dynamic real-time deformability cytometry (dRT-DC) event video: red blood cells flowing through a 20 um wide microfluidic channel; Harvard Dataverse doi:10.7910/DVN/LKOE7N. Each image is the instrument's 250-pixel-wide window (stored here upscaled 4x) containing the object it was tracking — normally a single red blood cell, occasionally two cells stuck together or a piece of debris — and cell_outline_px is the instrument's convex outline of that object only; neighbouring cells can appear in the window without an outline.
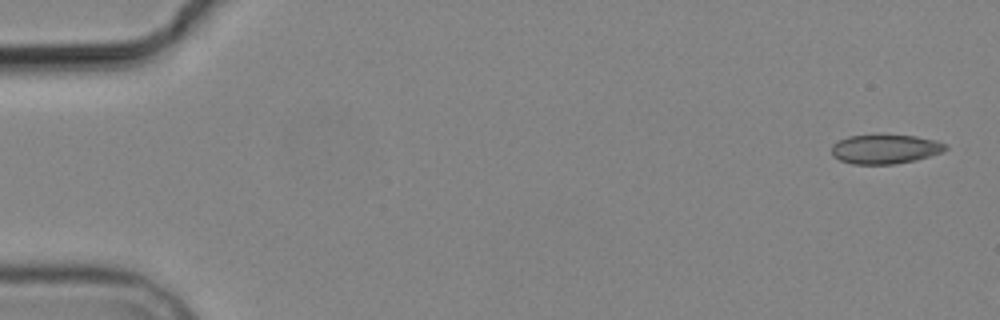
{"species": "common noctule bat (a hibernating species)", "species_latin": "Nyctalus noctula", "temperature_condition": "cold", "stored_images_in_passage": 6, "camera_frame_rate_fps": 3000, "um_per_image_px": 0.085, "animal": {"sex": "male", "body_mass_g": 19.2, "forearm_length_mm": 51.8}, "frame": {"image": 1, "passage_image": 1, "time_ms": 0.0, "image_size_px": [1000, 320], "cell_outline_px": [[948, 148], [944, 152], [916, 160], [892, 164], [852, 164], [840, 160], [832, 156], [832, 144], [836, 140], [848, 136], [884, 132], [916, 136], [936, 140], [948, 144]], "centroid_in_image_um": [75.24, 12.62], "position_along_channel_um": 9.8, "area_um2": 20.4}}
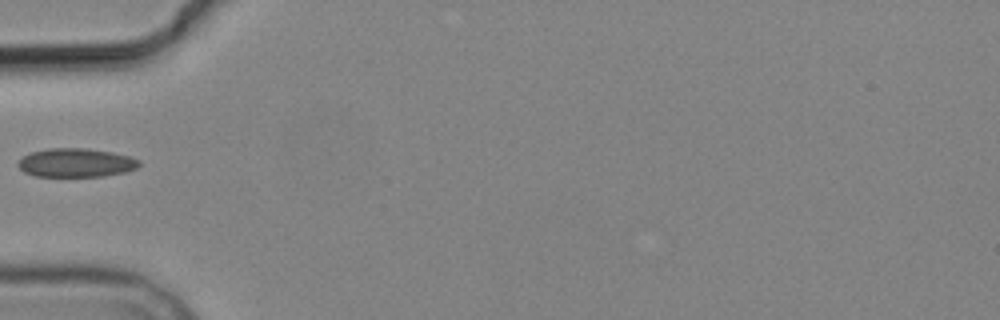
{"frame": {"image": 2, "passage_image": 5, "time_ms": 5.667, "image_size_px": [1000, 320], "cell_outline_px": [[140, 164], [136, 168], [124, 172], [104, 176], [36, 176], [24, 172], [16, 164], [24, 156], [32, 152], [48, 148], [84, 148], [112, 152], [132, 156], [140, 160]], "centroid_in_image_um": [6.48, 13.83], "position_along_channel_um": 78.5, "area_um2": 20.23}}
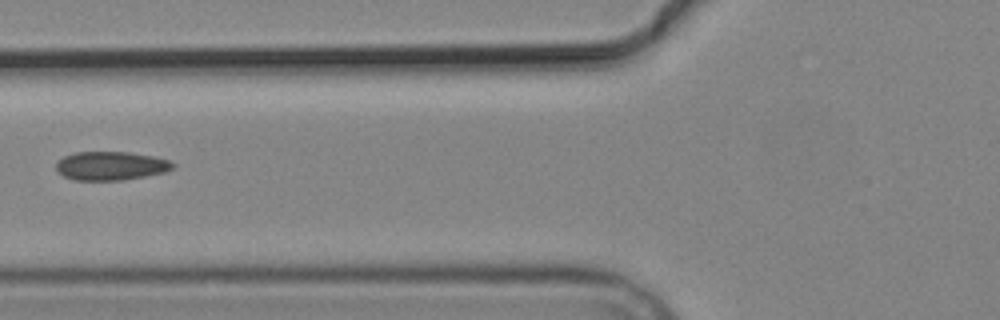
{"frame": {"image": 3, "passage_image": 6, "time_ms": 6.667, "image_size_px": [1000, 320], "cell_outline_px": [[176, 164], [172, 168], [164, 172], [124, 180], [72, 180], [56, 172], [56, 164], [64, 156], [76, 152], [128, 152], [152, 156], [168, 160]], "centroid_in_image_um": [9.39, 14.1], "position_along_channel_um": 116.4, "area_um2": 19.42}}